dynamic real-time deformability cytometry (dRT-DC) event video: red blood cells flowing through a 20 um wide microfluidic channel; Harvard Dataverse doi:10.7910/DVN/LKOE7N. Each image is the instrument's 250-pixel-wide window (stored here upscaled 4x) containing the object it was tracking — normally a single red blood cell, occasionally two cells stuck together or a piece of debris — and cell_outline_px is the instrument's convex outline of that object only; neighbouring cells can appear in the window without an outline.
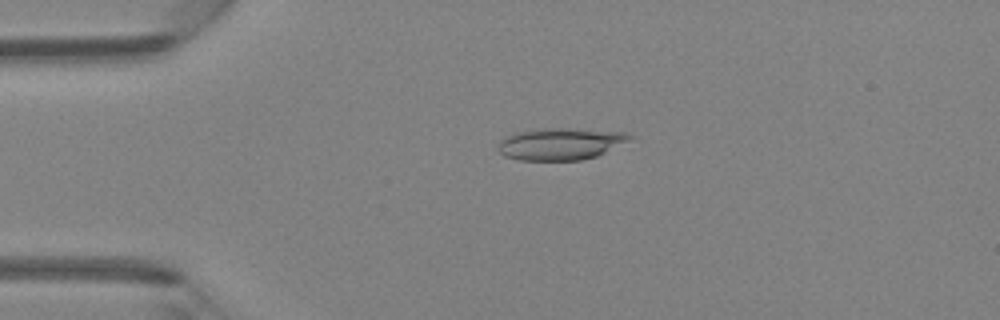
{"species": "Egyptian fruit bat (a non-hibernating species)", "species_latin": "Rousettus aegyptiacus", "temperature_condition": "room temperature", "stored_images_in_passage": 45, "camera_frame_rate_fps": 3000, "um_per_image_px": 0.085, "animal": {"sex": "female"}, "frame": {"image": 1, "passage_image": 10, "time_ms": 3.0, "image_size_px": [1000, 320], "cell_outline_px": [[636, 136], [596, 156], [580, 160], [520, 160], [504, 156], [496, 148], [500, 140], [504, 136], [516, 132], [544, 128], [572, 128], [628, 132]], "centroid_in_image_um": [47.61, 12.21], "position_along_channel_um": 37.4, "area_um2": 24.57}}
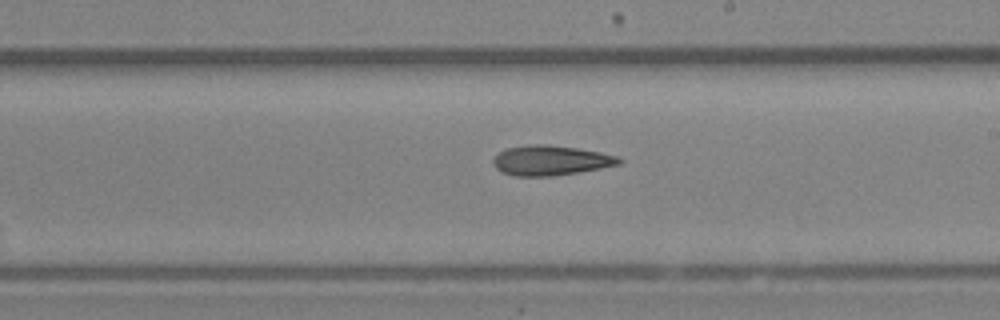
{"frame": {"image": 2, "passage_image": 26, "time_ms": 8.333, "image_size_px": [1000, 320], "cell_outline_px": [[624, 160], [620, 164], [600, 168], [552, 176], [516, 176], [500, 172], [492, 164], [492, 160], [500, 152], [508, 148], [532, 144], [544, 144], [576, 148], [600, 152], [616, 156]], "centroid_in_image_um": [46.78, 13.64], "position_along_channel_um": 242.2, "area_um2": 21.73}}
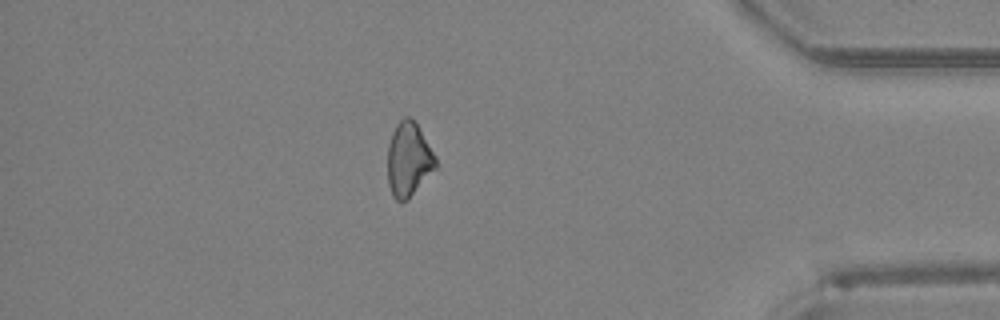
{"frame": {"image": 3, "passage_image": 39, "time_ms": 12.667, "image_size_px": [1000, 320], "cell_outline_px": [[436, 168], [408, 200], [396, 200], [392, 196], [388, 184], [388, 144], [392, 132], [396, 124], [404, 116], [408, 116], [416, 124], [436, 156]], "centroid_in_image_um": [34.72, 13.57], "position_along_channel_um": 400.5, "area_um2": 20.63}}